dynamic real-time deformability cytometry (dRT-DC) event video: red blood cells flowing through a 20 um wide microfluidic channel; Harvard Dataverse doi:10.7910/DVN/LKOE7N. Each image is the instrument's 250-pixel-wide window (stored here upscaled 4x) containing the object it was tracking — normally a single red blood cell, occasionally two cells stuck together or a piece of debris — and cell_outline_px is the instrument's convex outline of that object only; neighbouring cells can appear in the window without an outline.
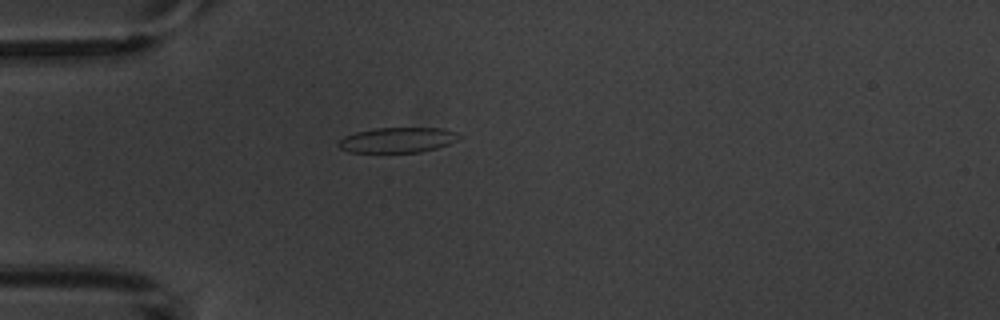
{"species": "common noctule bat (a hibernating species)", "species_latin": "Nyctalus noctula", "temperature_condition": "warm", "stored_images_in_passage": 5, "camera_frame_rate_fps": 3000, "um_per_image_px": 0.085, "animal": {"sex": "male", "body_mass_g": 20.1, "forearm_length_mm": 53.5}, "frame": {"image": 1, "passage_image": 5, "time_ms": 4.333, "image_size_px": [1000, 320], "cell_outline_px": [[464, 136], [448, 144], [436, 148], [420, 152], [348, 152], [340, 148], [336, 144], [344, 136], [356, 132], [376, 128], [444, 128], [456, 132]], "centroid_in_image_um": [33.8, 11.89], "position_along_channel_um": 51.2, "area_um2": 17.74}}